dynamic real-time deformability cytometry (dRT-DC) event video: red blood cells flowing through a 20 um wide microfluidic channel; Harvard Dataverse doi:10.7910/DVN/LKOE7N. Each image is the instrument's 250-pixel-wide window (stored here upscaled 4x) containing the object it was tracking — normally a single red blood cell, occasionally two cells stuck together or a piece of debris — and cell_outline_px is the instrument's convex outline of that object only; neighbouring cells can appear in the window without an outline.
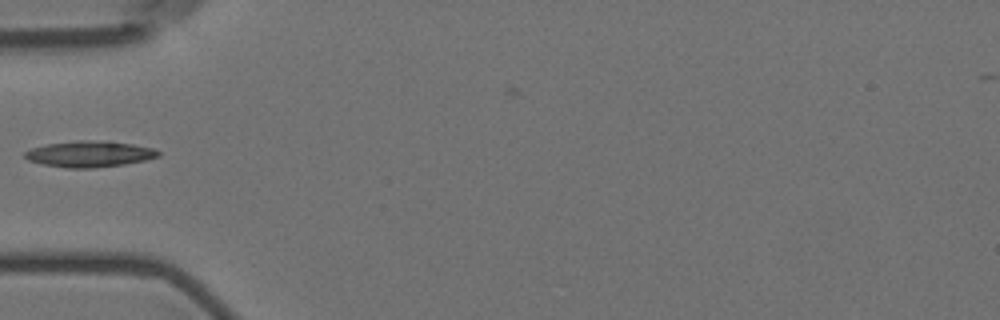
{"species": "Egyptian fruit bat (a non-hibernating species)", "species_latin": "Rousettus aegyptiacus", "temperature_condition": "room temperature", "stored_images_in_passage": 4, "camera_frame_rate_fps": 3000, "um_per_image_px": 0.085, "animal": {"sex": "female"}, "frame": {"image": 1, "passage_image": 4, "time_ms": 4.333, "image_size_px": [1000, 320], "cell_outline_px": [[160, 156], [144, 160], [124, 164], [92, 168], [68, 168], [44, 164], [28, 160], [24, 156], [24, 152], [32, 148], [48, 144], [80, 140], [88, 140], [132, 144], [152, 148], [160, 152]], "centroid_in_image_um": [7.59, 13.09], "position_along_channel_um": 77.4, "area_um2": 19.88}}